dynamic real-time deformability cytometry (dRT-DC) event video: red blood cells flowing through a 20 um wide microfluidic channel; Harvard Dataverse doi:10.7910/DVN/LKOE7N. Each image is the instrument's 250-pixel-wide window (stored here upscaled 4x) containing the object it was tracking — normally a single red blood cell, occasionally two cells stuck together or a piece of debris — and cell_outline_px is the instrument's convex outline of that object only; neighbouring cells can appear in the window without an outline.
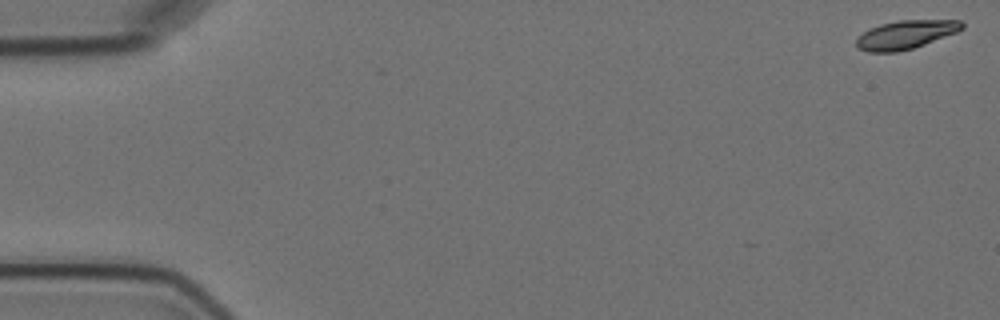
{"species": "Egyptian fruit bat (a non-hibernating species)", "species_latin": "Rousettus aegyptiacus", "temperature_condition": "cold", "stored_images_in_passage": 5, "camera_frame_rate_fps": 3000, "um_per_image_px": 0.085, "animal": {"sex": "female"}, "frame": {"image": 1, "passage_image": 1, "time_ms": 0.0, "image_size_px": [1000, 320], "cell_outline_px": [[964, 28], [956, 32], [924, 44], [912, 48], [896, 52], [868, 52], [856, 48], [856, 36], [868, 28], [880, 24], [900, 20], [960, 20], [964, 24]], "centroid_in_image_um": [76.92, 2.94], "position_along_channel_um": 8.1, "area_um2": 17.63}}
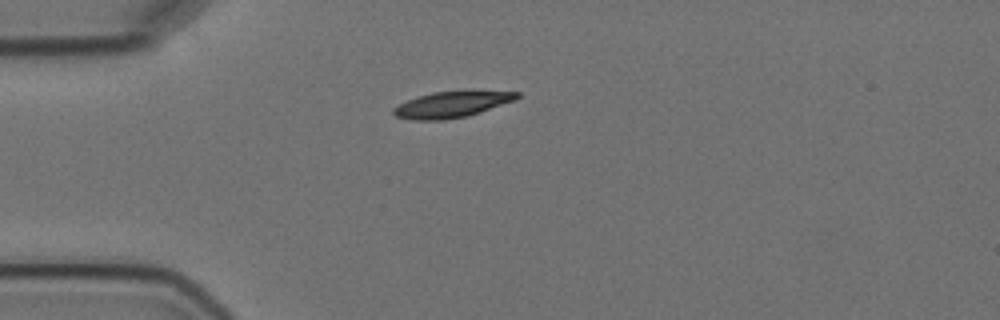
{"frame": {"image": 2, "passage_image": 5, "time_ms": 4.667, "image_size_px": [1000, 320], "cell_outline_px": [[520, 96], [516, 100], [468, 116], [444, 120], [412, 120], [396, 116], [392, 112], [392, 108], [408, 100], [432, 92], [520, 92]], "centroid_in_image_um": [38.37, 8.91], "position_along_channel_um": 46.6, "area_um2": 18.26}}